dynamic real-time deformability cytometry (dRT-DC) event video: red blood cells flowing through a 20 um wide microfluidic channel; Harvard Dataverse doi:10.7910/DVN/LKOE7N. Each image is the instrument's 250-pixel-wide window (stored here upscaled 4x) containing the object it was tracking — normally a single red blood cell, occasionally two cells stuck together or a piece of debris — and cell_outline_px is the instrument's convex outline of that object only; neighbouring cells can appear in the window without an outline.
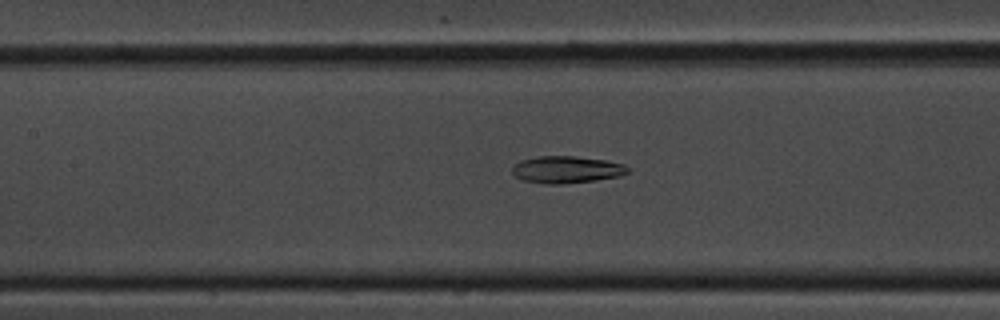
{"species": "common noctule bat (a hibernating species)", "species_latin": "Nyctalus noctula", "temperature_condition": "room temperature", "stored_images_in_passage": 54, "segment_of_instrument_passage": [1, 2], "camera_frame_rate_fps": 3000, "um_per_image_px": 0.085, "animal": {"sex": "male", "body_mass_g": 20.1, "forearm_length_mm": 53.5}, "frame": {"image": 1, "passage_image": 23, "time_ms": 7.333, "image_size_px": [1000, 320], "cell_outline_px": [[632, 172], [620, 176], [596, 180], [564, 184], [544, 184], [524, 180], [516, 176], [512, 172], [512, 168], [520, 160], [536, 156], [572, 156], [608, 160], [624, 164]], "centroid_in_image_um": [48.2, 14.41], "position_along_channel_um": 159.2, "area_um2": 18.38}}
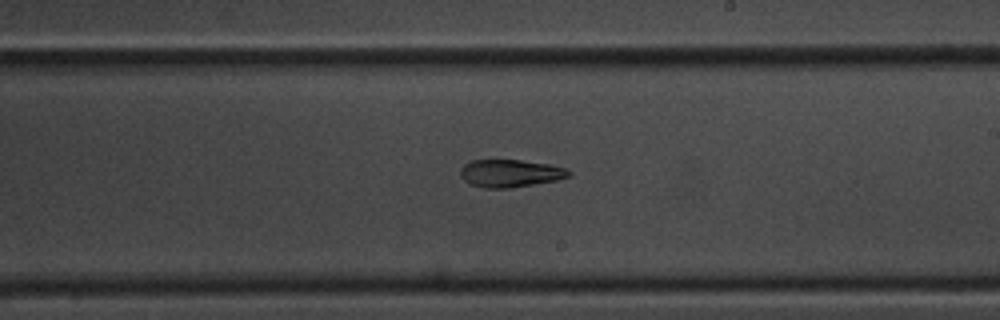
{"frame": {"image": 2, "passage_image": 30, "time_ms": 9.667, "image_size_px": [1000, 320], "cell_outline_px": [[572, 176], [556, 180], [508, 188], [484, 188], [472, 184], [464, 180], [460, 176], [460, 168], [464, 164], [472, 160], [520, 160], [552, 164], [568, 168], [572, 172]], "centroid_in_image_um": [43.41, 14.72], "position_along_channel_um": 245.6, "area_um2": 17.57}}
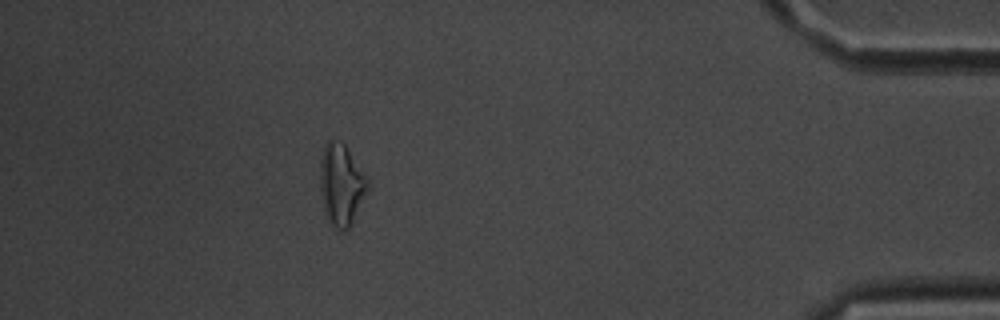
{"frame": {"image": 3, "passage_image": 47, "time_ms": 15.333, "image_size_px": [1000, 320], "cell_outline_px": [[372, 184], [348, 228], [344, 232], [336, 228], [328, 220], [324, 208], [320, 184], [320, 160], [324, 144], [328, 140], [332, 140], [344, 144]], "centroid_in_image_um": [29.03, 15.68], "position_along_channel_um": 406.2, "area_um2": 22.43}}